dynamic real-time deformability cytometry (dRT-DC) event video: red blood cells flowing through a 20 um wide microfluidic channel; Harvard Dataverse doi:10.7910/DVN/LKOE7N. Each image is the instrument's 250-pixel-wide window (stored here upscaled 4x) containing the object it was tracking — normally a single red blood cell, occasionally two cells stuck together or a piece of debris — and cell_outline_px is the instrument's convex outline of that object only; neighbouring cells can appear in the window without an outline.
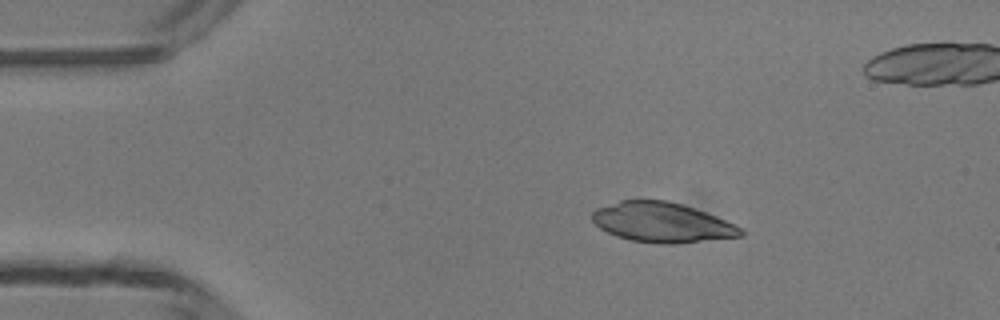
{"species": "common noctule bat (a hibernating species)", "species_latin": "Nyctalus noctula", "temperature_condition": "room temperature", "stored_images_in_passage": 11, "camera_frame_rate_fps": 3000, "um_per_image_px": 0.085, "animal": {"sex": "male", "body_mass_g": 13.3}, "frame": {"image": 1, "passage_image": 2, "time_ms": 0.333, "image_size_px": [1000, 320], "cell_outline_px": [[744, 236], [676, 244], [660, 244], [632, 240], [616, 236], [600, 228], [592, 220], [592, 212], [596, 208], [620, 200], [668, 200], [684, 204], [716, 216], [740, 228], [744, 232]], "centroid_in_image_um": [56.26, 18.9], "position_along_channel_um": 28.7, "area_um2": 34.51}}